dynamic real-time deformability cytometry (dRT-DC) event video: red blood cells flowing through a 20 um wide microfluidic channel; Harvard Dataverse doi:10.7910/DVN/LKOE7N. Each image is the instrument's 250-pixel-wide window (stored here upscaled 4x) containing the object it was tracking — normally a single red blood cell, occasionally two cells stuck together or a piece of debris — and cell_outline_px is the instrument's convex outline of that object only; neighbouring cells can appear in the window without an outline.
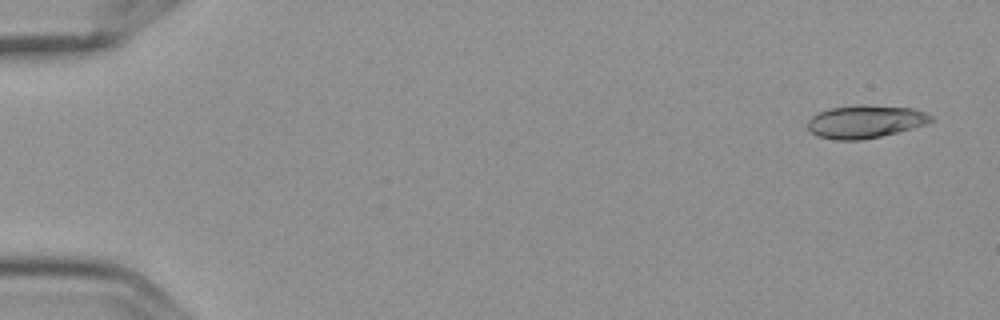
{"species": "Egyptian fruit bat (a non-hibernating species)", "species_latin": "Rousettus aegyptiacus", "temperature_condition": "cold", "stored_images_in_passage": 5, "camera_frame_rate_fps": 3000, "um_per_image_px": 0.085, "frame": {"image": 1, "passage_image": 1, "time_ms": 0.0, "image_size_px": [1000, 320], "cell_outline_px": [[936, 120], [912, 128], [880, 136], [860, 140], [836, 140], [816, 136], [808, 128], [808, 120], [812, 116], [820, 112], [832, 108], [860, 104], [864, 104], [912, 108], [924, 112], [932, 116]], "centroid_in_image_um": [73.55, 10.33], "position_along_channel_um": 11.5, "area_um2": 23.52}}